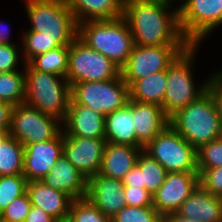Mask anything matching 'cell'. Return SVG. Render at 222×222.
<instances>
[{
    "label": "cell",
    "mask_w": 222,
    "mask_h": 222,
    "mask_svg": "<svg viewBox=\"0 0 222 222\" xmlns=\"http://www.w3.org/2000/svg\"><path fill=\"white\" fill-rule=\"evenodd\" d=\"M111 222H163V217L153 206H124L111 218Z\"/></svg>",
    "instance_id": "cell-33"
},
{
    "label": "cell",
    "mask_w": 222,
    "mask_h": 222,
    "mask_svg": "<svg viewBox=\"0 0 222 222\" xmlns=\"http://www.w3.org/2000/svg\"><path fill=\"white\" fill-rule=\"evenodd\" d=\"M32 204L28 193L15 198L1 213L3 222H25Z\"/></svg>",
    "instance_id": "cell-35"
},
{
    "label": "cell",
    "mask_w": 222,
    "mask_h": 222,
    "mask_svg": "<svg viewBox=\"0 0 222 222\" xmlns=\"http://www.w3.org/2000/svg\"><path fill=\"white\" fill-rule=\"evenodd\" d=\"M105 140L111 144L132 145L144 149L137 140L132 109L126 104L123 108L105 116Z\"/></svg>",
    "instance_id": "cell-22"
},
{
    "label": "cell",
    "mask_w": 222,
    "mask_h": 222,
    "mask_svg": "<svg viewBox=\"0 0 222 222\" xmlns=\"http://www.w3.org/2000/svg\"><path fill=\"white\" fill-rule=\"evenodd\" d=\"M166 0L130 1L124 3L123 18L131 30L134 45H189L183 37L178 10Z\"/></svg>",
    "instance_id": "cell-1"
},
{
    "label": "cell",
    "mask_w": 222,
    "mask_h": 222,
    "mask_svg": "<svg viewBox=\"0 0 222 222\" xmlns=\"http://www.w3.org/2000/svg\"><path fill=\"white\" fill-rule=\"evenodd\" d=\"M61 124L58 119L24 103L13 107L9 133L25 147L55 138L63 130Z\"/></svg>",
    "instance_id": "cell-11"
},
{
    "label": "cell",
    "mask_w": 222,
    "mask_h": 222,
    "mask_svg": "<svg viewBox=\"0 0 222 222\" xmlns=\"http://www.w3.org/2000/svg\"><path fill=\"white\" fill-rule=\"evenodd\" d=\"M122 180L97 173L87 181L86 198L104 215L113 217L127 206Z\"/></svg>",
    "instance_id": "cell-16"
},
{
    "label": "cell",
    "mask_w": 222,
    "mask_h": 222,
    "mask_svg": "<svg viewBox=\"0 0 222 222\" xmlns=\"http://www.w3.org/2000/svg\"><path fill=\"white\" fill-rule=\"evenodd\" d=\"M3 21H0V44H15L13 43V41H10L11 35H10V31H8V28H5V26H3L4 24H2ZM10 30V29H9Z\"/></svg>",
    "instance_id": "cell-44"
},
{
    "label": "cell",
    "mask_w": 222,
    "mask_h": 222,
    "mask_svg": "<svg viewBox=\"0 0 222 222\" xmlns=\"http://www.w3.org/2000/svg\"><path fill=\"white\" fill-rule=\"evenodd\" d=\"M20 48L17 44H0V72L19 70L20 59L24 62Z\"/></svg>",
    "instance_id": "cell-37"
},
{
    "label": "cell",
    "mask_w": 222,
    "mask_h": 222,
    "mask_svg": "<svg viewBox=\"0 0 222 222\" xmlns=\"http://www.w3.org/2000/svg\"><path fill=\"white\" fill-rule=\"evenodd\" d=\"M24 146L10 135L0 143V175L23 174Z\"/></svg>",
    "instance_id": "cell-28"
},
{
    "label": "cell",
    "mask_w": 222,
    "mask_h": 222,
    "mask_svg": "<svg viewBox=\"0 0 222 222\" xmlns=\"http://www.w3.org/2000/svg\"><path fill=\"white\" fill-rule=\"evenodd\" d=\"M198 169L222 167V139L213 140L197 149Z\"/></svg>",
    "instance_id": "cell-34"
},
{
    "label": "cell",
    "mask_w": 222,
    "mask_h": 222,
    "mask_svg": "<svg viewBox=\"0 0 222 222\" xmlns=\"http://www.w3.org/2000/svg\"><path fill=\"white\" fill-rule=\"evenodd\" d=\"M23 174L0 175V213L15 199L27 192Z\"/></svg>",
    "instance_id": "cell-31"
},
{
    "label": "cell",
    "mask_w": 222,
    "mask_h": 222,
    "mask_svg": "<svg viewBox=\"0 0 222 222\" xmlns=\"http://www.w3.org/2000/svg\"><path fill=\"white\" fill-rule=\"evenodd\" d=\"M121 68L108 57L88 47L78 37L69 45L66 79L70 86L88 81L115 79Z\"/></svg>",
    "instance_id": "cell-8"
},
{
    "label": "cell",
    "mask_w": 222,
    "mask_h": 222,
    "mask_svg": "<svg viewBox=\"0 0 222 222\" xmlns=\"http://www.w3.org/2000/svg\"><path fill=\"white\" fill-rule=\"evenodd\" d=\"M206 90L212 96L222 123V69L216 70L215 73L209 75Z\"/></svg>",
    "instance_id": "cell-39"
},
{
    "label": "cell",
    "mask_w": 222,
    "mask_h": 222,
    "mask_svg": "<svg viewBox=\"0 0 222 222\" xmlns=\"http://www.w3.org/2000/svg\"><path fill=\"white\" fill-rule=\"evenodd\" d=\"M27 193L32 206L43 209L57 221H66L69 217L73 199L68 194L45 185L41 180L29 181Z\"/></svg>",
    "instance_id": "cell-21"
},
{
    "label": "cell",
    "mask_w": 222,
    "mask_h": 222,
    "mask_svg": "<svg viewBox=\"0 0 222 222\" xmlns=\"http://www.w3.org/2000/svg\"><path fill=\"white\" fill-rule=\"evenodd\" d=\"M198 183L211 194L222 197V167L198 169Z\"/></svg>",
    "instance_id": "cell-36"
},
{
    "label": "cell",
    "mask_w": 222,
    "mask_h": 222,
    "mask_svg": "<svg viewBox=\"0 0 222 222\" xmlns=\"http://www.w3.org/2000/svg\"><path fill=\"white\" fill-rule=\"evenodd\" d=\"M124 187H140L139 167L135 166L122 179Z\"/></svg>",
    "instance_id": "cell-42"
},
{
    "label": "cell",
    "mask_w": 222,
    "mask_h": 222,
    "mask_svg": "<svg viewBox=\"0 0 222 222\" xmlns=\"http://www.w3.org/2000/svg\"><path fill=\"white\" fill-rule=\"evenodd\" d=\"M57 220L43 209L31 206L25 222H56Z\"/></svg>",
    "instance_id": "cell-40"
},
{
    "label": "cell",
    "mask_w": 222,
    "mask_h": 222,
    "mask_svg": "<svg viewBox=\"0 0 222 222\" xmlns=\"http://www.w3.org/2000/svg\"><path fill=\"white\" fill-rule=\"evenodd\" d=\"M143 151L157 160L167 172H198L197 149L170 124Z\"/></svg>",
    "instance_id": "cell-7"
},
{
    "label": "cell",
    "mask_w": 222,
    "mask_h": 222,
    "mask_svg": "<svg viewBox=\"0 0 222 222\" xmlns=\"http://www.w3.org/2000/svg\"><path fill=\"white\" fill-rule=\"evenodd\" d=\"M22 37V57L24 63H28L33 57L39 54H44L49 50L56 49L60 45L55 41V39H46L39 36V32L35 31H25ZM24 51V52H23Z\"/></svg>",
    "instance_id": "cell-32"
},
{
    "label": "cell",
    "mask_w": 222,
    "mask_h": 222,
    "mask_svg": "<svg viewBox=\"0 0 222 222\" xmlns=\"http://www.w3.org/2000/svg\"><path fill=\"white\" fill-rule=\"evenodd\" d=\"M142 149L106 142L99 174L122 180L135 166Z\"/></svg>",
    "instance_id": "cell-23"
},
{
    "label": "cell",
    "mask_w": 222,
    "mask_h": 222,
    "mask_svg": "<svg viewBox=\"0 0 222 222\" xmlns=\"http://www.w3.org/2000/svg\"><path fill=\"white\" fill-rule=\"evenodd\" d=\"M78 23L123 17L122 0H65Z\"/></svg>",
    "instance_id": "cell-24"
},
{
    "label": "cell",
    "mask_w": 222,
    "mask_h": 222,
    "mask_svg": "<svg viewBox=\"0 0 222 222\" xmlns=\"http://www.w3.org/2000/svg\"><path fill=\"white\" fill-rule=\"evenodd\" d=\"M169 124L196 149L219 139L222 133L221 120L207 90L170 116Z\"/></svg>",
    "instance_id": "cell-2"
},
{
    "label": "cell",
    "mask_w": 222,
    "mask_h": 222,
    "mask_svg": "<svg viewBox=\"0 0 222 222\" xmlns=\"http://www.w3.org/2000/svg\"><path fill=\"white\" fill-rule=\"evenodd\" d=\"M104 122L105 116L71 98L65 121L62 123L63 133L64 136L105 138Z\"/></svg>",
    "instance_id": "cell-17"
},
{
    "label": "cell",
    "mask_w": 222,
    "mask_h": 222,
    "mask_svg": "<svg viewBox=\"0 0 222 222\" xmlns=\"http://www.w3.org/2000/svg\"><path fill=\"white\" fill-rule=\"evenodd\" d=\"M69 45L60 46L33 57L28 64L36 70L66 78L68 70Z\"/></svg>",
    "instance_id": "cell-27"
},
{
    "label": "cell",
    "mask_w": 222,
    "mask_h": 222,
    "mask_svg": "<svg viewBox=\"0 0 222 222\" xmlns=\"http://www.w3.org/2000/svg\"><path fill=\"white\" fill-rule=\"evenodd\" d=\"M41 181L68 194L73 200L86 197L88 179L62 154Z\"/></svg>",
    "instance_id": "cell-18"
},
{
    "label": "cell",
    "mask_w": 222,
    "mask_h": 222,
    "mask_svg": "<svg viewBox=\"0 0 222 222\" xmlns=\"http://www.w3.org/2000/svg\"><path fill=\"white\" fill-rule=\"evenodd\" d=\"M70 99L71 86L65 77L42 72L25 64V104L63 123Z\"/></svg>",
    "instance_id": "cell-3"
},
{
    "label": "cell",
    "mask_w": 222,
    "mask_h": 222,
    "mask_svg": "<svg viewBox=\"0 0 222 222\" xmlns=\"http://www.w3.org/2000/svg\"><path fill=\"white\" fill-rule=\"evenodd\" d=\"M163 222H201L195 219L185 218L177 213H171L163 218Z\"/></svg>",
    "instance_id": "cell-43"
},
{
    "label": "cell",
    "mask_w": 222,
    "mask_h": 222,
    "mask_svg": "<svg viewBox=\"0 0 222 222\" xmlns=\"http://www.w3.org/2000/svg\"><path fill=\"white\" fill-rule=\"evenodd\" d=\"M28 31L41 38L55 39L60 46L70 45L78 35V24L65 0H24Z\"/></svg>",
    "instance_id": "cell-5"
},
{
    "label": "cell",
    "mask_w": 222,
    "mask_h": 222,
    "mask_svg": "<svg viewBox=\"0 0 222 222\" xmlns=\"http://www.w3.org/2000/svg\"><path fill=\"white\" fill-rule=\"evenodd\" d=\"M188 45H134L127 63L121 68L123 80L130 86L135 80L167 70Z\"/></svg>",
    "instance_id": "cell-12"
},
{
    "label": "cell",
    "mask_w": 222,
    "mask_h": 222,
    "mask_svg": "<svg viewBox=\"0 0 222 222\" xmlns=\"http://www.w3.org/2000/svg\"><path fill=\"white\" fill-rule=\"evenodd\" d=\"M77 37L122 68L132 52L131 30L123 17L78 23Z\"/></svg>",
    "instance_id": "cell-4"
},
{
    "label": "cell",
    "mask_w": 222,
    "mask_h": 222,
    "mask_svg": "<svg viewBox=\"0 0 222 222\" xmlns=\"http://www.w3.org/2000/svg\"><path fill=\"white\" fill-rule=\"evenodd\" d=\"M71 98L106 116L127 104L129 86L122 75L110 80L75 83L71 86Z\"/></svg>",
    "instance_id": "cell-9"
},
{
    "label": "cell",
    "mask_w": 222,
    "mask_h": 222,
    "mask_svg": "<svg viewBox=\"0 0 222 222\" xmlns=\"http://www.w3.org/2000/svg\"><path fill=\"white\" fill-rule=\"evenodd\" d=\"M23 69L0 72V101L7 102L13 106L24 104L25 64Z\"/></svg>",
    "instance_id": "cell-29"
},
{
    "label": "cell",
    "mask_w": 222,
    "mask_h": 222,
    "mask_svg": "<svg viewBox=\"0 0 222 222\" xmlns=\"http://www.w3.org/2000/svg\"><path fill=\"white\" fill-rule=\"evenodd\" d=\"M13 105L0 101V129H10Z\"/></svg>",
    "instance_id": "cell-41"
},
{
    "label": "cell",
    "mask_w": 222,
    "mask_h": 222,
    "mask_svg": "<svg viewBox=\"0 0 222 222\" xmlns=\"http://www.w3.org/2000/svg\"><path fill=\"white\" fill-rule=\"evenodd\" d=\"M63 130L53 139L31 143L24 147L23 176L29 181H39L56 164L63 154Z\"/></svg>",
    "instance_id": "cell-15"
},
{
    "label": "cell",
    "mask_w": 222,
    "mask_h": 222,
    "mask_svg": "<svg viewBox=\"0 0 222 222\" xmlns=\"http://www.w3.org/2000/svg\"><path fill=\"white\" fill-rule=\"evenodd\" d=\"M122 1H123V3H128L130 1H146V0H122Z\"/></svg>",
    "instance_id": "cell-47"
},
{
    "label": "cell",
    "mask_w": 222,
    "mask_h": 222,
    "mask_svg": "<svg viewBox=\"0 0 222 222\" xmlns=\"http://www.w3.org/2000/svg\"><path fill=\"white\" fill-rule=\"evenodd\" d=\"M68 222H111V217L104 215L86 197L74 199L69 209Z\"/></svg>",
    "instance_id": "cell-30"
},
{
    "label": "cell",
    "mask_w": 222,
    "mask_h": 222,
    "mask_svg": "<svg viewBox=\"0 0 222 222\" xmlns=\"http://www.w3.org/2000/svg\"><path fill=\"white\" fill-rule=\"evenodd\" d=\"M198 184V172H167L165 181L153 194L152 206L163 218L176 213Z\"/></svg>",
    "instance_id": "cell-13"
},
{
    "label": "cell",
    "mask_w": 222,
    "mask_h": 222,
    "mask_svg": "<svg viewBox=\"0 0 222 222\" xmlns=\"http://www.w3.org/2000/svg\"><path fill=\"white\" fill-rule=\"evenodd\" d=\"M127 105L133 111L137 140L144 147L169 125V117L163 108L157 104L129 99Z\"/></svg>",
    "instance_id": "cell-19"
},
{
    "label": "cell",
    "mask_w": 222,
    "mask_h": 222,
    "mask_svg": "<svg viewBox=\"0 0 222 222\" xmlns=\"http://www.w3.org/2000/svg\"><path fill=\"white\" fill-rule=\"evenodd\" d=\"M10 129H0V143H2L9 135Z\"/></svg>",
    "instance_id": "cell-45"
},
{
    "label": "cell",
    "mask_w": 222,
    "mask_h": 222,
    "mask_svg": "<svg viewBox=\"0 0 222 222\" xmlns=\"http://www.w3.org/2000/svg\"><path fill=\"white\" fill-rule=\"evenodd\" d=\"M178 23L190 44L201 45L222 25V0H188L178 9Z\"/></svg>",
    "instance_id": "cell-10"
},
{
    "label": "cell",
    "mask_w": 222,
    "mask_h": 222,
    "mask_svg": "<svg viewBox=\"0 0 222 222\" xmlns=\"http://www.w3.org/2000/svg\"><path fill=\"white\" fill-rule=\"evenodd\" d=\"M105 138L64 136L63 154L87 179L99 173Z\"/></svg>",
    "instance_id": "cell-14"
},
{
    "label": "cell",
    "mask_w": 222,
    "mask_h": 222,
    "mask_svg": "<svg viewBox=\"0 0 222 222\" xmlns=\"http://www.w3.org/2000/svg\"><path fill=\"white\" fill-rule=\"evenodd\" d=\"M166 84L167 70L135 80L129 86V99L142 103H153L162 107Z\"/></svg>",
    "instance_id": "cell-25"
},
{
    "label": "cell",
    "mask_w": 222,
    "mask_h": 222,
    "mask_svg": "<svg viewBox=\"0 0 222 222\" xmlns=\"http://www.w3.org/2000/svg\"><path fill=\"white\" fill-rule=\"evenodd\" d=\"M136 165L139 167L140 187L153 195L165 181L166 169L143 150L138 155Z\"/></svg>",
    "instance_id": "cell-26"
},
{
    "label": "cell",
    "mask_w": 222,
    "mask_h": 222,
    "mask_svg": "<svg viewBox=\"0 0 222 222\" xmlns=\"http://www.w3.org/2000/svg\"><path fill=\"white\" fill-rule=\"evenodd\" d=\"M176 213L201 222H222V197L211 194L198 184Z\"/></svg>",
    "instance_id": "cell-20"
},
{
    "label": "cell",
    "mask_w": 222,
    "mask_h": 222,
    "mask_svg": "<svg viewBox=\"0 0 222 222\" xmlns=\"http://www.w3.org/2000/svg\"><path fill=\"white\" fill-rule=\"evenodd\" d=\"M170 5H173V3L172 2H174V0H166ZM178 1V0H177ZM180 1H182L181 3H180V5H178V7L176 6L175 8L178 10L184 3H186L188 0H180Z\"/></svg>",
    "instance_id": "cell-46"
},
{
    "label": "cell",
    "mask_w": 222,
    "mask_h": 222,
    "mask_svg": "<svg viewBox=\"0 0 222 222\" xmlns=\"http://www.w3.org/2000/svg\"><path fill=\"white\" fill-rule=\"evenodd\" d=\"M123 194L127 206L146 207L153 204V195L145 188L124 187Z\"/></svg>",
    "instance_id": "cell-38"
},
{
    "label": "cell",
    "mask_w": 222,
    "mask_h": 222,
    "mask_svg": "<svg viewBox=\"0 0 222 222\" xmlns=\"http://www.w3.org/2000/svg\"><path fill=\"white\" fill-rule=\"evenodd\" d=\"M199 47V44H189L167 69V84L162 108L168 117L186 107L206 91L208 78L202 83L200 81L199 86L193 78L195 76L192 70L193 63Z\"/></svg>",
    "instance_id": "cell-6"
}]
</instances>
